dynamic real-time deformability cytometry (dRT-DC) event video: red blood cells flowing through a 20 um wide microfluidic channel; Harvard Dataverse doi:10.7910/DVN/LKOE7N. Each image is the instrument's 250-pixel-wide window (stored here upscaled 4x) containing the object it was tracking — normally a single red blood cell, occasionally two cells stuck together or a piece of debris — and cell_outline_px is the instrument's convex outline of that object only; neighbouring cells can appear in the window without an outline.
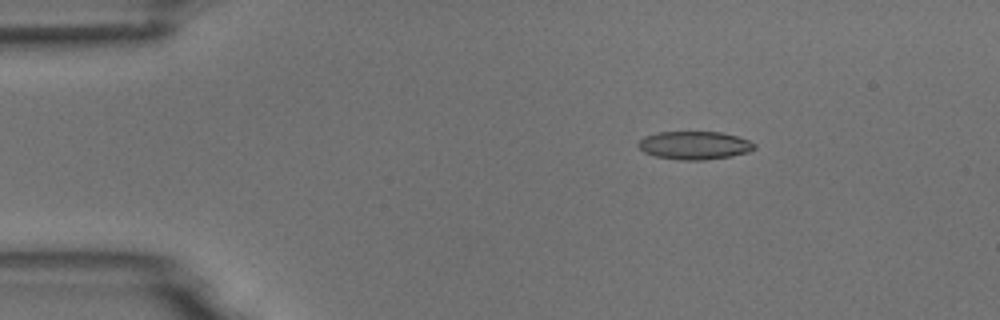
{"species": "common noctule bat (a hibernating species)", "species_latin": "Nyctalus noctula", "temperature_condition": "room temperature", "stored_images_in_passage": 6, "segment_of_instrument_passage": [1, 2], "camera_frame_rate_fps": 3000, "um_per_image_px": 0.085, "animal": {"sex": "male", "body_mass_g": 18.8}, "frame": {"image": 1, "passage_image": 3, "time_ms": 0.667, "image_size_px": [1000, 320], "cell_outline_px": [[756, 148], [748, 152], [732, 156], [704, 160], [680, 160], [656, 156], [644, 152], [636, 144], [644, 136], [660, 132], [720, 132], [736, 136], [748, 140], [756, 144]], "centroid_in_image_um": [59.04, 12.36], "position_along_channel_um": 26.0, "area_um2": 19.02}}